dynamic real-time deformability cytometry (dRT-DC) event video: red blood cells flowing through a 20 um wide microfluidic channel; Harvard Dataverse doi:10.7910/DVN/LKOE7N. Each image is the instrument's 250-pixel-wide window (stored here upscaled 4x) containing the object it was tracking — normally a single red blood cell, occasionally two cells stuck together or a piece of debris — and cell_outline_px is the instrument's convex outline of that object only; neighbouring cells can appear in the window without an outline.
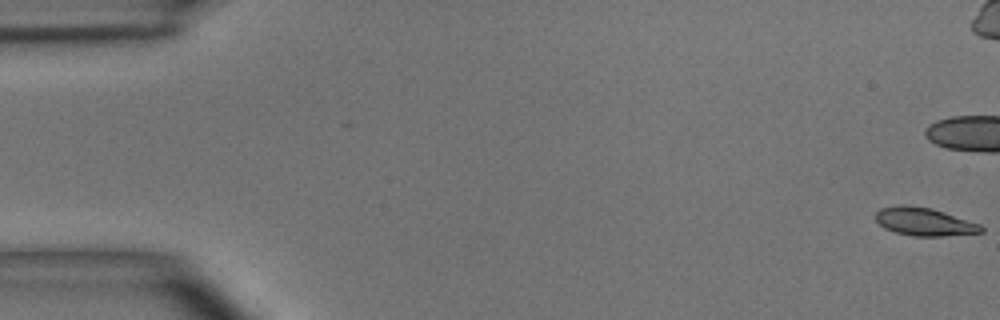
{"species": "common noctule bat (a hibernating species)", "species_latin": "Nyctalus noctula", "temperature_condition": "room temperature", "stored_images_in_passage": 6, "camera_frame_rate_fps": 3000, "um_per_image_px": 0.085, "animal": {"sex": "male", "body_mass_g": 15.6}, "frame": {"image": 1, "passage_image": 1, "time_ms": 0.0, "image_size_px": [1000, 320], "cell_outline_px": [[984, 232], [940, 236], [916, 236], [896, 232], [884, 228], [876, 220], [876, 212], [880, 208], [900, 204], [904, 204], [932, 208], [980, 224], [984, 228]], "centroid_in_image_um": [78.56, 18.83], "position_along_channel_um": 6.4, "area_um2": 17.17}}